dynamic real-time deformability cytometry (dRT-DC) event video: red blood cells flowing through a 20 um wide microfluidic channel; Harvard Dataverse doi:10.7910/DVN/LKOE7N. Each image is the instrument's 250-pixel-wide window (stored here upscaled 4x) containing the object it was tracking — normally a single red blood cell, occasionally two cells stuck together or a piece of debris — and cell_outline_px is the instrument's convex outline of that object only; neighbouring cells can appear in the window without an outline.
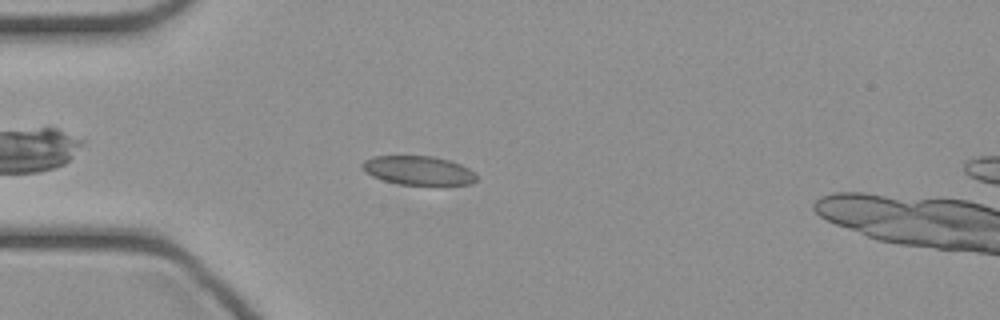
{"species": "common noctule bat (a hibernating species)", "species_latin": "Nyctalus noctula", "temperature_condition": "cold", "stored_images_in_passage": 41, "camera_frame_rate_fps": 3000, "um_per_image_px": 0.085, "animal": {"sex": "female", "body_mass_g": 21.9}, "frame": {"image": 1, "passage_image": 6, "time_ms": 1.667, "image_size_px": [1000, 320], "cell_outline_px": [[476, 180], [472, 184], [396, 184], [372, 176], [364, 172], [360, 168], [360, 164], [364, 160], [372, 156], [432, 156], [452, 160], [468, 168], [476, 176]], "centroid_in_image_um": [35.5, 14.47], "position_along_channel_um": 49.5, "area_um2": 19.31}}
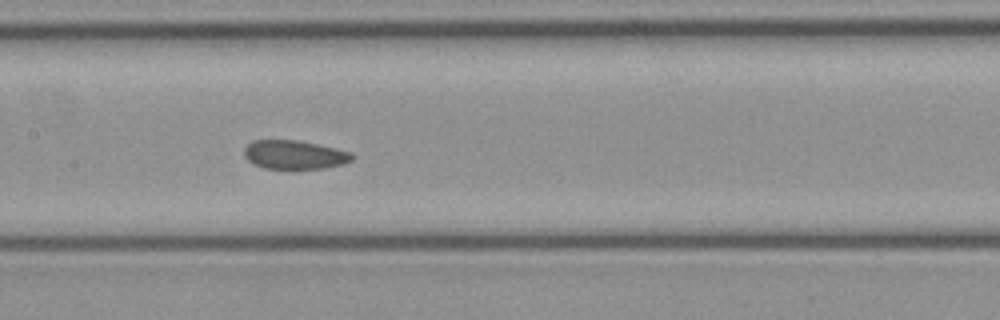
{"frame": {"image": 2, "passage_image": 16, "time_ms": 5.0, "image_size_px": [1000, 320], "cell_outline_px": [[356, 156], [352, 160], [344, 164], [324, 168], [264, 168], [252, 164], [244, 156], [244, 148], [252, 140], [300, 140], [336, 148], [352, 152]], "centroid_in_image_um": [25.05, 13.14], "position_along_channel_um": 182.4, "area_um2": 18.26}}
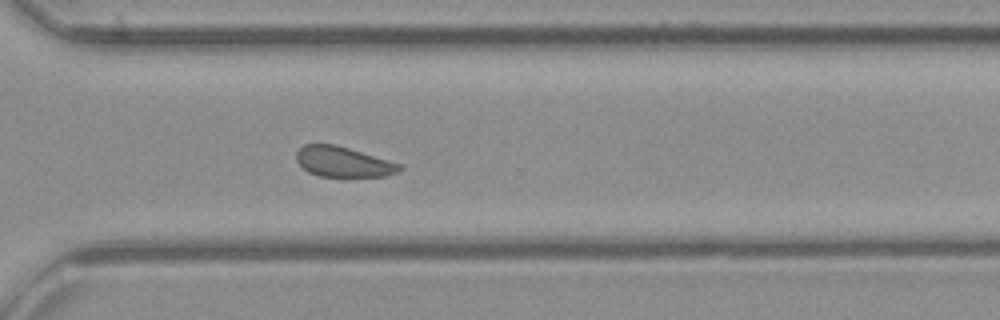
{"frame": {"image": 3, "passage_image": 27, "time_ms": 8.667, "image_size_px": [1000, 320], "cell_outline_px": [[404, 168], [400, 172], [384, 176], [320, 176], [308, 172], [296, 160], [296, 152], [304, 144], [336, 144], [404, 164]], "centroid_in_image_um": [29.23, 13.75], "position_along_channel_um": 341.4, "area_um2": 18.38}}